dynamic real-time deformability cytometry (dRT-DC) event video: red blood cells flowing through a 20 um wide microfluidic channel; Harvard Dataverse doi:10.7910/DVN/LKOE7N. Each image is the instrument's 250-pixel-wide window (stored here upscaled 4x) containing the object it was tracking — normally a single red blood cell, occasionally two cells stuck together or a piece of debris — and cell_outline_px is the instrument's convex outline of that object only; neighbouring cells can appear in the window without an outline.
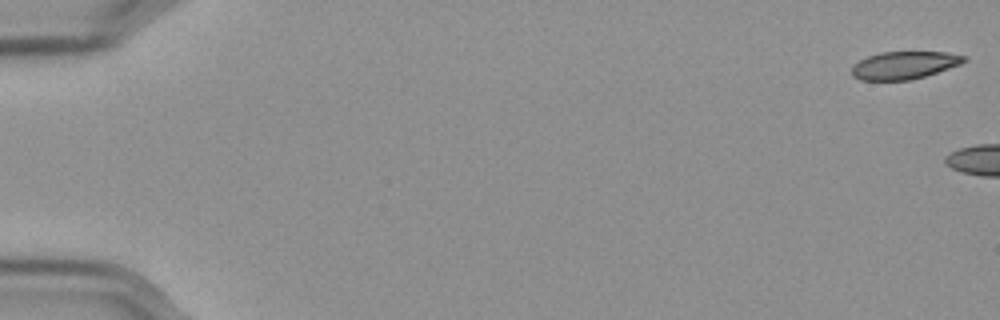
{"species": "Egyptian fruit bat (a non-hibernating species)", "species_latin": "Rousettus aegyptiacus", "temperature_condition": "cold", "stored_images_in_passage": 5, "camera_frame_rate_fps": 3000, "um_per_image_px": 0.085, "frame": {"image": 1, "passage_image": 1, "time_ms": 0.0, "image_size_px": [1000, 320], "cell_outline_px": [[968, 60], [960, 64], [924, 76], [908, 80], [860, 80], [852, 76], [852, 68], [860, 60], [868, 56], [880, 52], [944, 52], [968, 56]], "centroid_in_image_um": [76.87, 5.54], "position_along_channel_um": 8.1, "area_um2": 17.92}}